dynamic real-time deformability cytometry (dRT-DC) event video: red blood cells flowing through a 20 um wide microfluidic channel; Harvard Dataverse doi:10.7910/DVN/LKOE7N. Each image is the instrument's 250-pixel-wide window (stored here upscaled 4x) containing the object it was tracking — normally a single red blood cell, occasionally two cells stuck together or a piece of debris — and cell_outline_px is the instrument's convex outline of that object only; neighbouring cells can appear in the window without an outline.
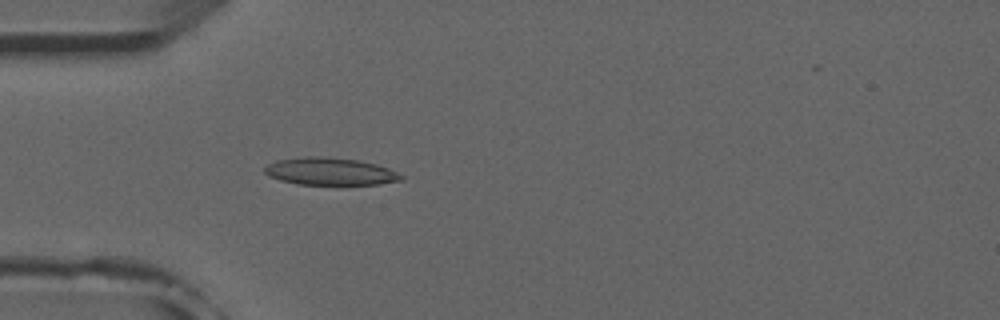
{"species": "common noctule bat (a hibernating species)", "species_latin": "Nyctalus noctula", "temperature_condition": "room temperature", "stored_images_in_passage": 47, "camera_frame_rate_fps": 3000, "um_per_image_px": 0.085, "animal": {"sex": "male", "forearm_length_mm": 52.5}, "frame": {"image": 1, "passage_image": 15, "time_ms": 4.667, "image_size_px": [1000, 320], "cell_outline_px": [[404, 180], [380, 184], [296, 184], [280, 180], [268, 176], [264, 172], [264, 168], [268, 164], [276, 160], [304, 156], [320, 156], [356, 160], [376, 164], [388, 168], [404, 176]], "centroid_in_image_um": [28.04, 14.57], "position_along_channel_um": 57.0, "area_um2": 21.79}}
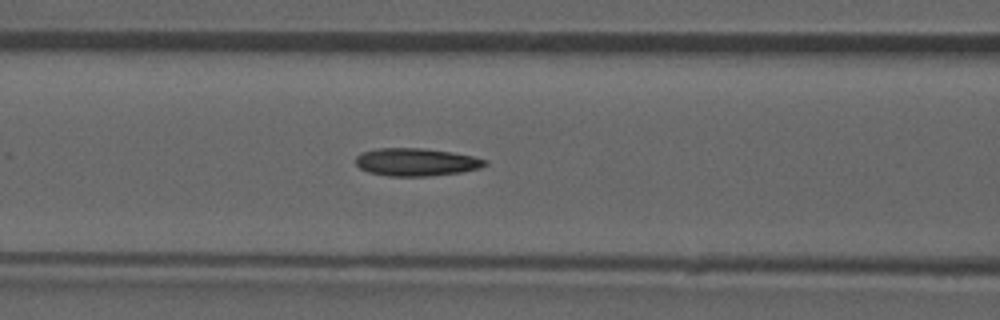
{"frame": {"image": 2, "passage_image": 21, "time_ms": 6.667, "image_size_px": [1000, 320], "cell_outline_px": [[488, 164], [480, 168], [460, 172], [428, 176], [388, 176], [368, 172], [360, 168], [356, 164], [356, 156], [360, 152], [376, 148], [424, 148], [452, 152], [472, 156], [488, 160]], "centroid_in_image_um": [35.36, 13.77], "position_along_channel_um": 131.2, "area_um2": 21.04}}
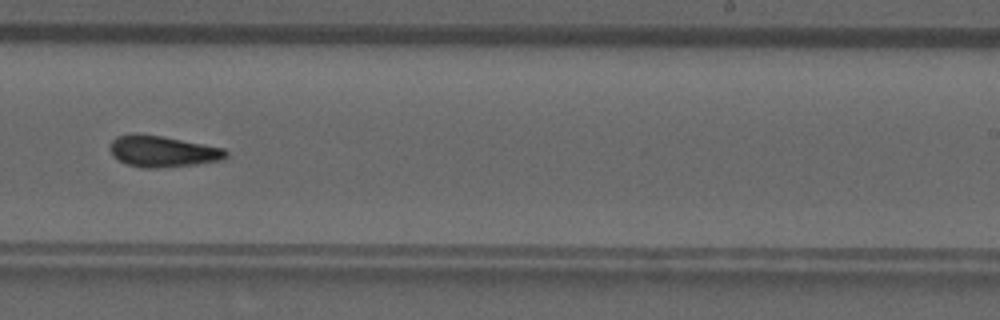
{"frame": {"image": 3, "passage_image": 32, "time_ms": 10.333, "image_size_px": [1000, 320], "cell_outline_px": [[228, 156], [224, 160], [196, 164], [156, 168], [140, 168], [128, 164], [112, 156], [108, 148], [112, 140], [116, 136], [140, 132], [164, 136], [224, 148], [228, 152]], "centroid_in_image_um": [13.81, 12.85], "position_along_channel_um": 275.2, "area_um2": 21.5}, "authors_computed_cell_mechanics": {"area_um2": 20.6924, "velocity_mm_per_s": 3.9407, "shape_relaxation_time_tau1_ms": null, "shape_relaxation_time_tau2_ms": 4.31, "deformation_change_tau1": null, "deformation_change_tau2": 0.1172}}